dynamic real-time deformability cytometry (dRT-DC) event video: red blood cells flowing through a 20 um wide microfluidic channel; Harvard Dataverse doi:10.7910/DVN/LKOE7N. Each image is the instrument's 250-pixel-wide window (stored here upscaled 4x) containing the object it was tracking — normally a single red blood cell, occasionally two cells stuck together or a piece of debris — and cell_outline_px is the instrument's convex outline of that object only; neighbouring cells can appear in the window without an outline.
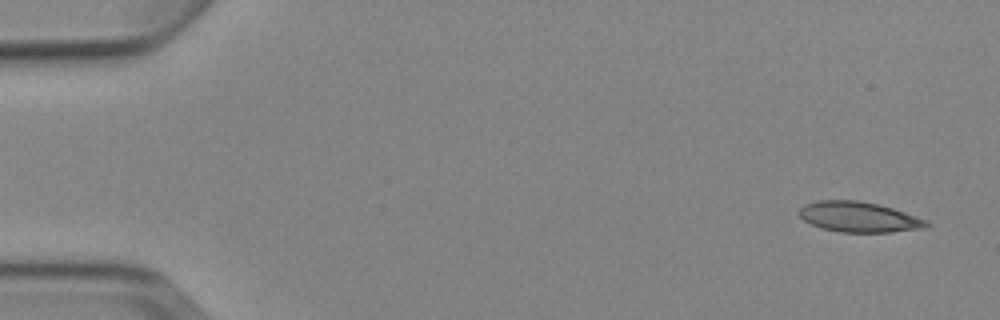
{"species": "Egyptian fruit bat (a non-hibernating species)", "species_latin": "Rousettus aegyptiacus", "temperature_condition": "cold", "stored_images_in_passage": 4, "camera_frame_rate_fps": 3000, "um_per_image_px": 0.085, "animal": {"sex": "female"}, "frame": {"image": 1, "passage_image": 1, "time_ms": 0.0, "image_size_px": [1000, 320], "cell_outline_px": [[932, 224], [920, 228], [892, 232], [840, 232], [820, 228], [804, 220], [800, 216], [800, 208], [804, 204], [816, 200], [860, 200], [892, 208], [928, 220]], "centroid_in_image_um": [72.99, 18.44], "position_along_channel_um": 12.0, "area_um2": 22.43}}
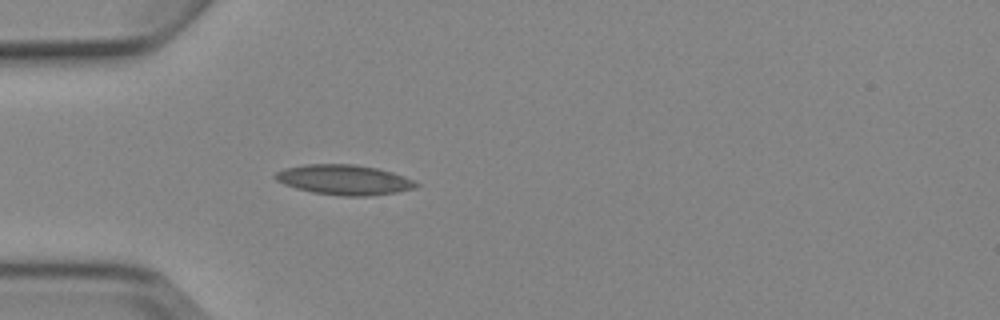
{"frame": {"image": 2, "passage_image": 4, "time_ms": 4.333, "image_size_px": [1000, 320], "cell_outline_px": [[420, 184], [416, 188], [396, 192], [368, 196], [340, 196], [312, 192], [296, 188], [284, 184], [276, 180], [272, 176], [276, 172], [284, 168], [304, 164], [356, 164], [376, 168], [392, 172], [404, 176]], "centroid_in_image_um": [29.23, 15.28], "position_along_channel_um": 55.8, "area_um2": 24.74}}